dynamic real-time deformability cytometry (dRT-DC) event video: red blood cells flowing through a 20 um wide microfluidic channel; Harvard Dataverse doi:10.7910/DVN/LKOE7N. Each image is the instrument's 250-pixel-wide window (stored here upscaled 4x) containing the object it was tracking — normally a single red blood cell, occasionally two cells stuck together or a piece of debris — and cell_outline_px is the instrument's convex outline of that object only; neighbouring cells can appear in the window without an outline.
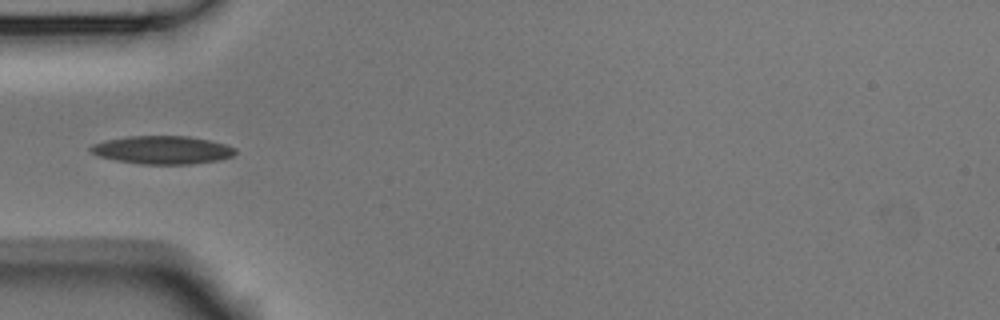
{"species": "Egyptian fruit bat (a non-hibernating species)", "species_latin": "Rousettus aegyptiacus", "temperature_condition": "room temperature", "stored_images_in_passage": 4, "camera_frame_rate_fps": 3000, "um_per_image_px": 0.085, "animal": {"sex": "male"}, "frame": {"image": 1, "passage_image": 4, "time_ms": 1.0, "image_size_px": [1000, 320], "cell_outline_px": [[236, 152], [232, 156], [220, 160], [192, 164], [140, 164], [116, 160], [100, 156], [92, 152], [88, 148], [92, 144], [104, 140], [128, 136], [188, 136], [208, 140], [224, 144], [236, 148]], "centroid_in_image_um": [13.8, 12.74], "position_along_channel_um": 71.2, "area_um2": 23.7}}